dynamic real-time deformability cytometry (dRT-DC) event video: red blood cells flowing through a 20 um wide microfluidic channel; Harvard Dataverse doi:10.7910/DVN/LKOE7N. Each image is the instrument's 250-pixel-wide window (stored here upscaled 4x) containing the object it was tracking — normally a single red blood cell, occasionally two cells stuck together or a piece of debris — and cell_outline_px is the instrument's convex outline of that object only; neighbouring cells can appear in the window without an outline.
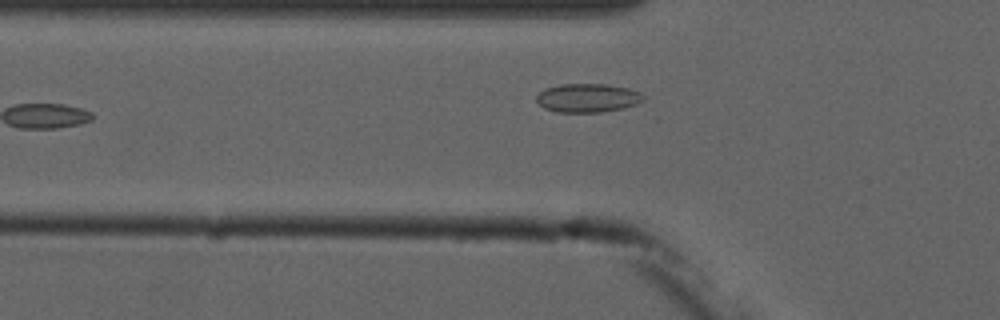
{"species": "common noctule bat (a hibernating species)", "species_latin": "Nyctalus noctula", "temperature_condition": "cold", "stored_images_in_passage": 3, "camera_frame_rate_fps": 3000, "um_per_image_px": 0.085, "animal": {"sex": "male", "forearm_length_mm": 52.5}, "frame": {"image": 1, "passage_image": 2, "time_ms": 1.333, "image_size_px": [1000, 320], "cell_outline_px": [[644, 100], [636, 104], [624, 108], [600, 112], [556, 112], [544, 108], [536, 100], [536, 96], [544, 88], [560, 84], [608, 84], [628, 88], [640, 92], [644, 96]], "centroid_in_image_um": [49.95, 8.32], "position_along_channel_um": 75.9, "area_um2": 17.98}}
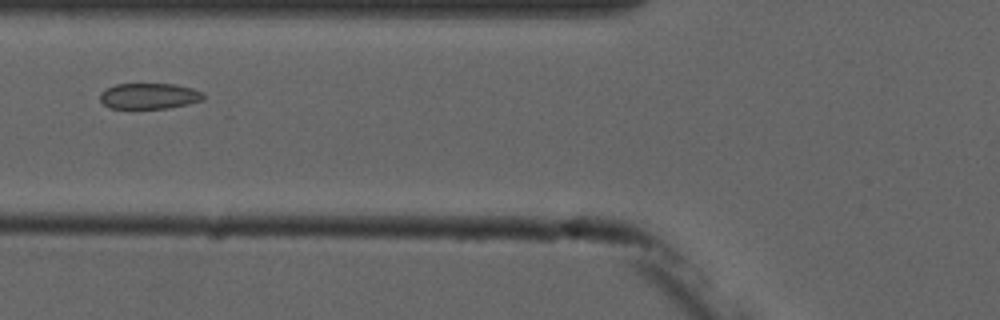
{"frame": {"image": 2, "passage_image": 3, "time_ms": 2.333, "image_size_px": [1000, 320], "cell_outline_px": [[204, 100], [188, 104], [168, 108], [108, 108], [100, 100], [100, 92], [104, 88], [116, 84], [176, 84], [192, 88], [204, 92]], "centroid_in_image_um": [12.68, 8.15], "position_along_channel_um": 113.1, "area_um2": 15.72}}